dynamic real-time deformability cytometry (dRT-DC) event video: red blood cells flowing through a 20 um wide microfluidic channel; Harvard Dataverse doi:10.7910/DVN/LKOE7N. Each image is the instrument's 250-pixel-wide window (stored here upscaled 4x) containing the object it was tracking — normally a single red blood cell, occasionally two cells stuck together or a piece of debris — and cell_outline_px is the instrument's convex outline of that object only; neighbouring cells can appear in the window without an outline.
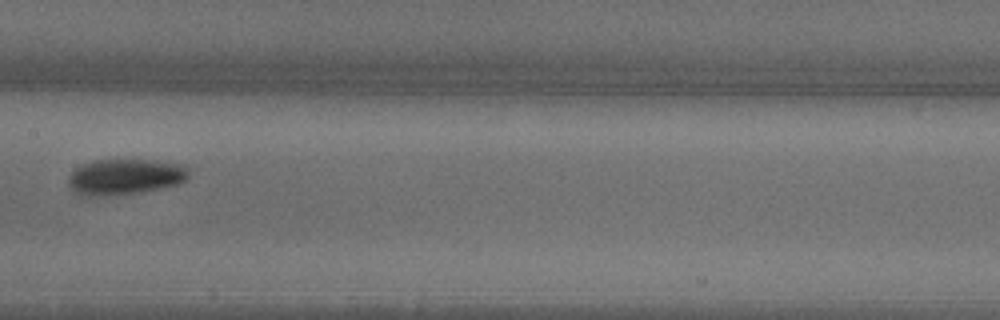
{"species": "common noctule bat (a hibernating species)", "species_latin": "Nyctalus noctula", "temperature_condition": "warm", "stored_images_in_passage": 22, "camera_frame_rate_fps": 3000, "um_per_image_px": 0.085, "animal": {"sex": "male", "body_mass_g": 18.8}, "frame": {"image": 1, "passage_image": 7, "time_ms": 2.0, "image_size_px": [1000, 320], "cell_outline_px": [[188, 176], [184, 180], [176, 184], [140, 192], [104, 196], [76, 196], [68, 184], [68, 176], [76, 168], [92, 160], [152, 160], [188, 164]], "centroid_in_image_um": [10.59, 15.02], "position_along_channel_um": 196.8, "area_um2": 25.26}}
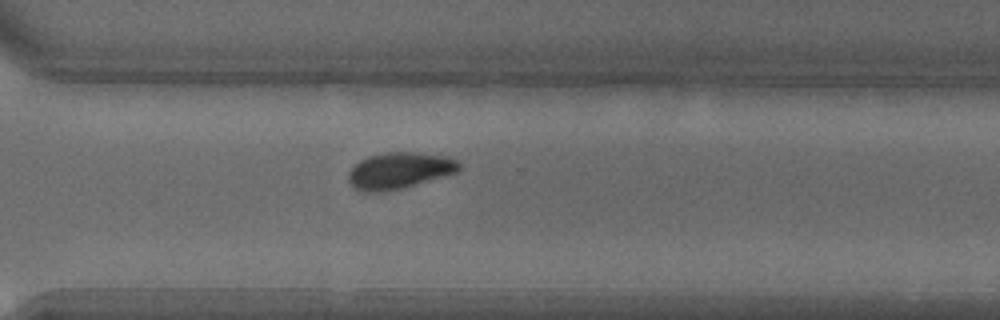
{"frame": {"image": 2, "passage_image": 14, "time_ms": 4.333, "image_size_px": [1000, 320], "cell_outline_px": [[460, 168], [456, 172], [404, 188], [384, 192], [364, 192], [356, 188], [348, 180], [348, 172], [360, 160], [372, 156], [388, 152], [412, 152], [448, 156], [456, 160], [460, 164]], "centroid_in_image_um": [33.95, 14.51], "position_along_channel_um": 336.7, "area_um2": 23.24}}